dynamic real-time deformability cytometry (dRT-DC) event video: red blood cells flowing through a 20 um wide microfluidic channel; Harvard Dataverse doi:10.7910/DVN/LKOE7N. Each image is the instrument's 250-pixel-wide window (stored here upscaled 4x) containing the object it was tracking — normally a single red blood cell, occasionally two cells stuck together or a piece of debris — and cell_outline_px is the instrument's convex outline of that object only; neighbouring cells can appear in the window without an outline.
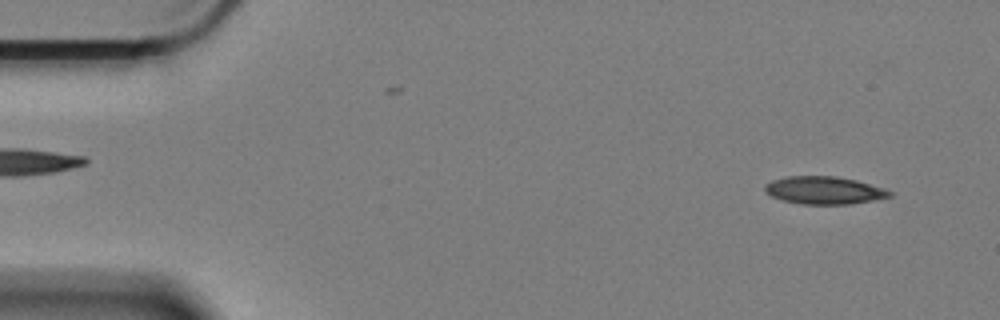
{"species": "Egyptian fruit bat (a non-hibernating species)", "species_latin": "Rousettus aegyptiacus", "temperature_condition": "cold", "stored_images_in_passage": 5, "camera_frame_rate_fps": 3000, "um_per_image_px": 0.085, "animal": {"sex": "female"}, "frame": {"image": 1, "passage_image": 1, "time_ms": 0.0, "image_size_px": [1000, 320], "cell_outline_px": [[896, 192], [892, 196], [852, 204], [804, 204], [784, 200], [772, 196], [764, 188], [764, 184], [772, 180], [788, 176], [836, 176], [856, 180], [884, 188]], "centroid_in_image_um": [70.1, 16.17], "position_along_channel_um": 14.9, "area_um2": 20.06}}